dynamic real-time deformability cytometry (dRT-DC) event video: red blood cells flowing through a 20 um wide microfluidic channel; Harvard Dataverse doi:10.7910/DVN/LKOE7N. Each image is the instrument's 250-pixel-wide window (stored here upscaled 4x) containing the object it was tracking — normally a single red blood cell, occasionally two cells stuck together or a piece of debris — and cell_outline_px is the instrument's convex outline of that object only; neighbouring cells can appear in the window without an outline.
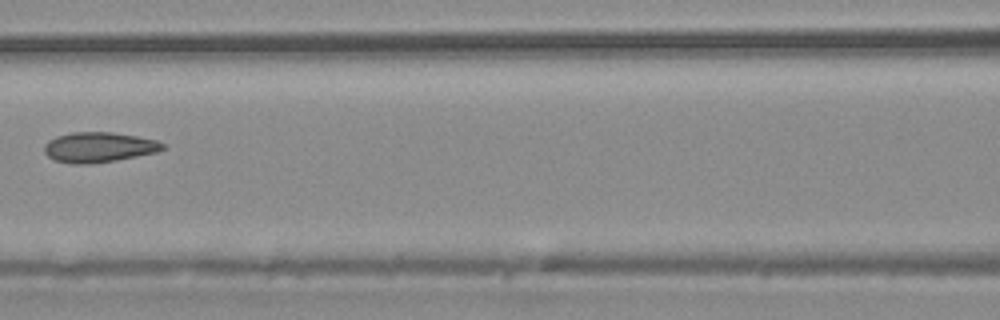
{"species": "common noctule bat (a hibernating species)", "species_latin": "Nyctalus noctula", "temperature_condition": "warm", "stored_images_in_passage": 3, "camera_frame_rate_fps": 3000, "um_per_image_px": 0.085, "animal": {"sex": "male", "body_mass_g": 20.4}, "frame": {"image": 1, "passage_image": 3, "time_ms": 2.333, "image_size_px": [1000, 320], "cell_outline_px": [[168, 148], [156, 152], [116, 160], [88, 164], [72, 164], [52, 160], [44, 152], [44, 144], [48, 140], [56, 136], [72, 132], [112, 132], [136, 136], [156, 140], [164, 144]], "centroid_in_image_um": [8.37, 12.51], "position_along_channel_um": 158.2, "area_um2": 20.92}}